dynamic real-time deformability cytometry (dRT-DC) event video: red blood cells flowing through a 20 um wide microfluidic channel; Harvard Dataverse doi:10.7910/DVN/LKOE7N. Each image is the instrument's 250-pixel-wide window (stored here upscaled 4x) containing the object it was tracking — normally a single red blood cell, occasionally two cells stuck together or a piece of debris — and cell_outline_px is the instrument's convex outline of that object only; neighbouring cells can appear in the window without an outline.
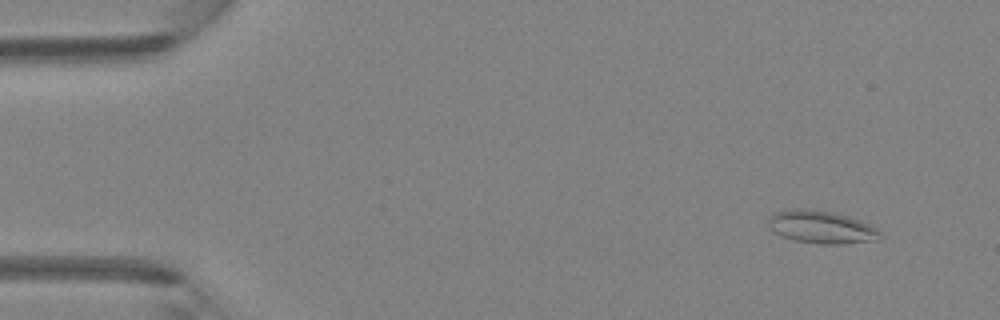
{"species": "Egyptian fruit bat (a non-hibernating species)", "species_latin": "Rousettus aegyptiacus", "temperature_condition": "room temperature", "stored_images_in_passage": 4, "camera_frame_rate_fps": 3000, "um_per_image_px": 0.085, "animal": {"sex": "female"}, "frame": {"image": 1, "passage_image": 1, "time_ms": 0.0, "image_size_px": [1000, 320], "cell_outline_px": [[880, 236], [872, 240], [844, 244], [820, 244], [796, 240], [784, 236], [776, 232], [768, 224], [768, 220], [776, 212], [792, 208], [808, 208], [832, 212], [848, 216], [860, 220], [876, 228], [880, 232]], "centroid_in_image_um": [69.81, 19.28], "position_along_channel_um": 15.2, "area_um2": 20.92}}